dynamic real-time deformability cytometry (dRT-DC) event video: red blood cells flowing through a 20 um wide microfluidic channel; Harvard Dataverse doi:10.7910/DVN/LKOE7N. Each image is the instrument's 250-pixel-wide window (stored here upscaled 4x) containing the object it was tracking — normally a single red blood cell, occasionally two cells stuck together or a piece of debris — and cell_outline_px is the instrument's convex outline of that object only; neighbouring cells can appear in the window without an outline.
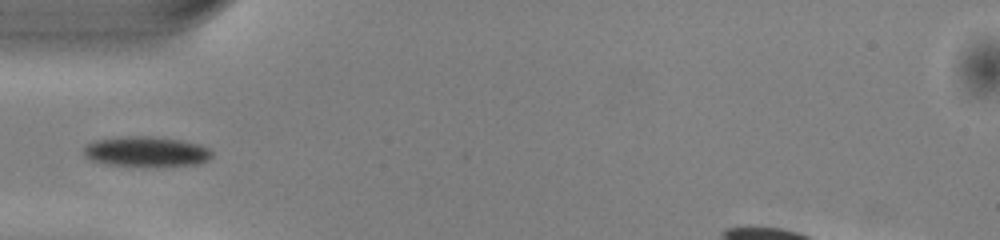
{"species": "common noctule bat (a hibernating species)", "species_latin": "Nyctalus noctula", "temperature_condition": "warm", "stored_images_in_passage": 34, "camera_frame_rate_fps": 3000, "um_per_image_px": 0.085, "animal": {"sex": "male", "body_mass_g": 13.0, "forearm_length_mm": 53.1}, "frame": {"image": 1, "passage_image": 1, "time_ms": 0.0, "image_size_px": [1000, 240], "cell_outline_px": [[212, 156], [208, 160], [196, 164], [104, 164], [92, 160], [84, 156], [84, 148], [88, 144], [96, 140], [120, 136], [152, 136], [180, 140], [200, 144], [208, 148], [212, 152]], "centroid_in_image_um": [12.42, 12.84], "position_along_channel_um": 72.6, "area_um2": 21.79}}
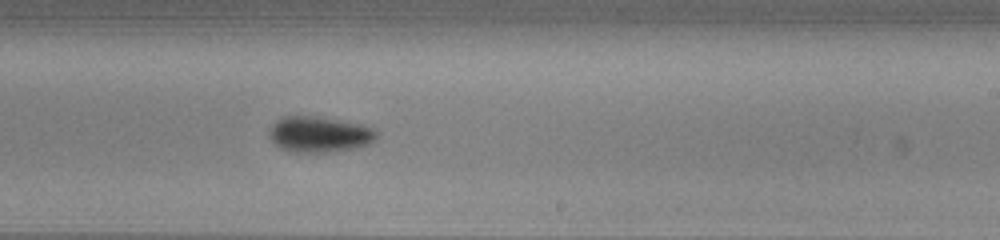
{"frame": {"image": 2, "passage_image": 15, "time_ms": 4.667, "image_size_px": [1000, 240], "cell_outline_px": [[376, 140], [368, 144], [352, 148], [332, 152], [288, 152], [280, 148], [268, 136], [268, 128], [276, 120], [284, 116], [316, 116], [340, 120], [360, 124], [376, 128]], "centroid_in_image_um": [27.11, 11.41], "position_along_channel_um": 261.9, "area_um2": 22.6}}
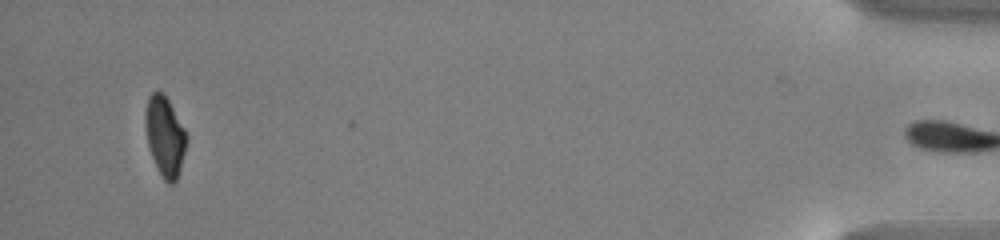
{"frame": {"image": 3, "passage_image": 33, "time_ms": 10.667, "image_size_px": [1000, 240], "cell_outline_px": [[188, 140], [180, 168], [176, 180], [172, 184], [168, 184], [164, 180], [152, 156], [148, 144], [144, 124], [144, 112], [148, 96], [152, 92], [164, 92], [184, 128], [188, 136]], "centroid_in_image_um": [14.01, 11.54], "position_along_channel_um": 421.2, "area_um2": 19.13}}